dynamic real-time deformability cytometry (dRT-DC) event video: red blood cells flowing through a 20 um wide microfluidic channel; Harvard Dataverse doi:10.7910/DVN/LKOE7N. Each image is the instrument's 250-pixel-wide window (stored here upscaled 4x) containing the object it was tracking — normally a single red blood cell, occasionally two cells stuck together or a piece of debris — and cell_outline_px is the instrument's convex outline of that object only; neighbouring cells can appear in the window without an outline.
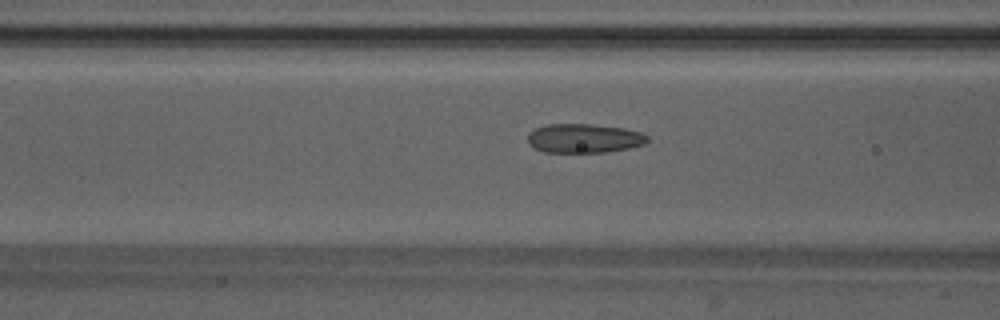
{"species": "Egyptian fruit bat (a non-hibernating species)", "species_latin": "Rousettus aegyptiacus", "temperature_condition": "warm", "stored_images_in_passage": 34, "camera_frame_rate_fps": 3000, "um_per_image_px": 0.085, "animal": {"sex": "male"}, "frame": {"image": 1, "passage_image": 7, "time_ms": 2.0, "image_size_px": [1000, 320], "cell_outline_px": [[648, 140], [644, 144], [628, 148], [604, 152], [544, 152], [532, 148], [528, 144], [528, 132], [536, 128], [548, 124], [592, 124], [624, 128], [640, 132], [648, 136]], "centroid_in_image_um": [49.6, 11.75], "position_along_channel_um": 117.0, "area_um2": 20.35}}
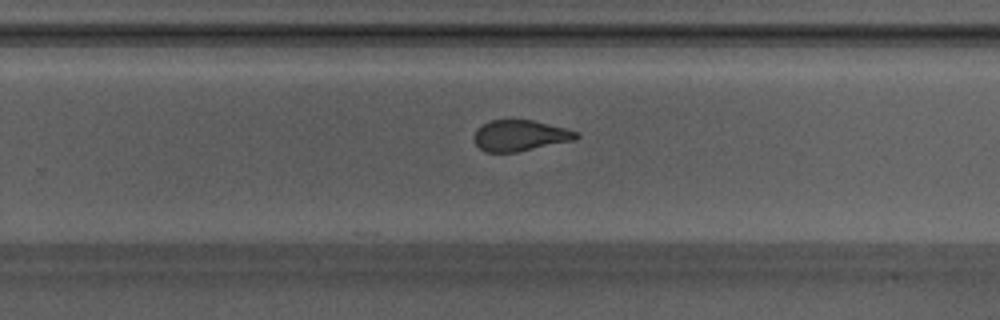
{"frame": {"image": 2, "passage_image": 19, "time_ms": 6.0, "image_size_px": [1000, 320], "cell_outline_px": [[580, 136], [576, 140], [516, 152], [488, 152], [480, 148], [476, 144], [476, 128], [488, 120], [532, 120], [580, 132]], "centroid_in_image_um": [44.24, 11.52], "position_along_channel_um": 285.6, "area_um2": 18.32}}
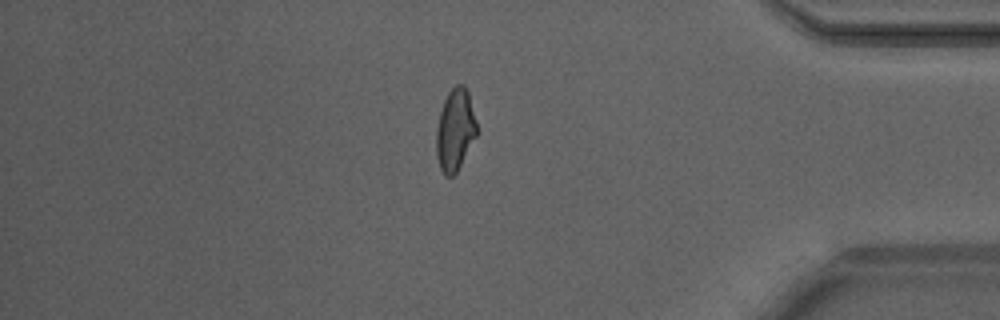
{"frame": {"image": 3, "passage_image": 29, "time_ms": 9.333, "image_size_px": [1000, 320], "cell_outline_px": [[476, 136], [456, 172], [452, 176], [444, 176], [440, 168], [436, 156], [436, 128], [440, 112], [444, 100], [448, 92], [456, 84], [464, 84], [468, 92], [476, 120]], "centroid_in_image_um": [38.67, 11.03], "position_along_channel_um": 396.5, "area_um2": 19.19}, "authors_computed_cell_mechanics": {"area_um2": 19.363, "velocity_mm_per_s": 4.2239, "shape_relaxation_time_tau1_ms": 5.5602, "shape_relaxation_time_tau2_ms": 1.1295, "deformation_change_tau1": 0.148, "deformation_change_tau2": 0.0901}}